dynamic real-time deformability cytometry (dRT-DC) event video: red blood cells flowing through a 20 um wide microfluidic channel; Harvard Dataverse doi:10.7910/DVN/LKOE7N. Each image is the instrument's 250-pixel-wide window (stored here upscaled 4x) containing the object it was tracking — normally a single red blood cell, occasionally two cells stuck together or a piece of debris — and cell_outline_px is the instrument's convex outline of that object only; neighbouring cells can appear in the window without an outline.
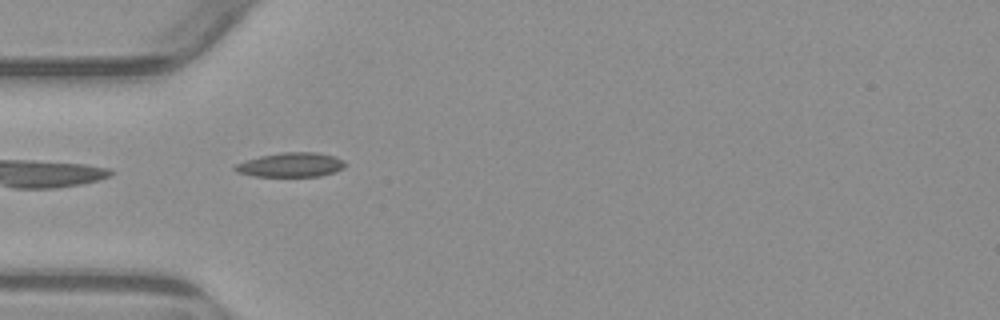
{"species": "common noctule bat (a hibernating species)", "species_latin": "Nyctalus noctula", "temperature_condition": "warm", "stored_images_in_passage": 7, "camera_frame_rate_fps": 3000, "um_per_image_px": 0.085, "animal": {"sex": "male", "body_mass_g": 23.1, "forearm_length_mm": 52.7}, "frame": {"image": 1, "passage_image": 5, "time_ms": 4.667, "image_size_px": [1000, 320], "cell_outline_px": [[348, 164], [344, 168], [336, 172], [320, 176], [252, 176], [236, 172], [232, 168], [236, 164], [260, 156], [280, 152], [316, 152], [336, 156], [344, 160]], "centroid_in_image_um": [24.77, 14.01], "position_along_channel_um": 60.2, "area_um2": 15.84}}
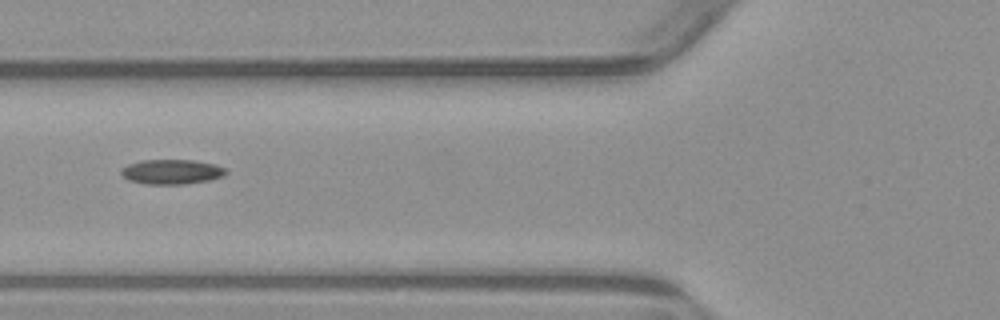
{"frame": {"image": 2, "passage_image": 6, "time_ms": 6.0, "image_size_px": [1000, 320], "cell_outline_px": [[228, 172], [224, 176], [212, 180], [184, 184], [144, 184], [128, 180], [120, 172], [120, 168], [128, 164], [144, 160], [196, 160], [216, 164], [228, 168]], "centroid_in_image_um": [14.65, 14.6], "position_along_channel_um": 111.2, "area_um2": 15.43}}
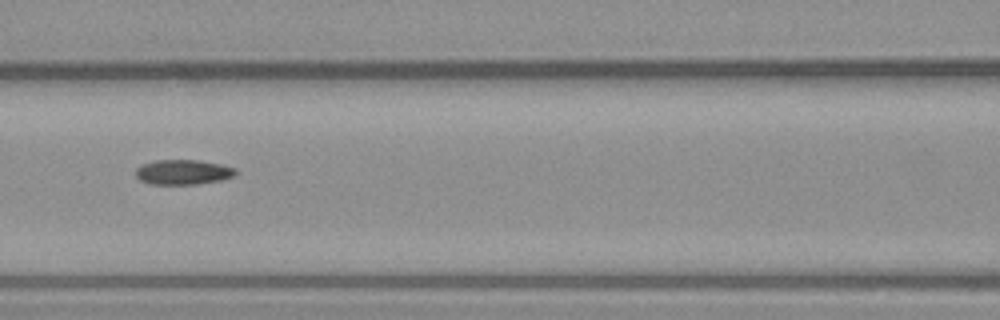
{"frame": {"image": 3, "passage_image": 7, "time_ms": 7.0, "image_size_px": [1000, 320], "cell_outline_px": [[236, 172], [232, 176], [220, 180], [196, 184], [148, 184], [140, 180], [136, 176], [136, 168], [144, 164], [156, 160], [196, 160], [220, 164], [236, 168]], "centroid_in_image_um": [15.53, 14.63], "position_along_channel_um": 151.1, "area_um2": 14.33}}